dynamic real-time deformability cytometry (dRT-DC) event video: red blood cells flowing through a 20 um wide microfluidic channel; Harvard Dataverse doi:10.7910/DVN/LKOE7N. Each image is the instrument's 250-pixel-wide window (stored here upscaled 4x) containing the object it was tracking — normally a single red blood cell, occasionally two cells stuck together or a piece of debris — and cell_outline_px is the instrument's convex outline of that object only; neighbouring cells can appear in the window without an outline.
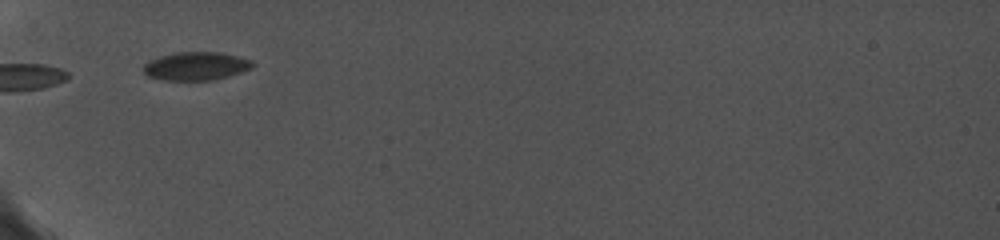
{"species": "common noctule bat (a hibernating species)", "species_latin": "Nyctalus noctula", "temperature_condition": "cold", "stored_images_in_passage": 12, "camera_frame_rate_fps": 5000, "um_per_image_px": 0.085, "animal": {"sex": "female", "body_mass_g": 19.0, "forearm_length_mm": 56.7}, "frame": {"image": 1, "passage_image": 1, "time_ms": 0.0, "image_size_px": [1000, 240], "cell_outline_px": [[256, 64], [252, 68], [240, 72], [208, 80], [164, 80], [148, 76], [144, 72], [144, 64], [160, 56], [176, 52], [220, 52], [252, 60]], "centroid_in_image_um": [16.67, 5.61], "position_along_channel_um": 68.3, "area_um2": 17.69}}